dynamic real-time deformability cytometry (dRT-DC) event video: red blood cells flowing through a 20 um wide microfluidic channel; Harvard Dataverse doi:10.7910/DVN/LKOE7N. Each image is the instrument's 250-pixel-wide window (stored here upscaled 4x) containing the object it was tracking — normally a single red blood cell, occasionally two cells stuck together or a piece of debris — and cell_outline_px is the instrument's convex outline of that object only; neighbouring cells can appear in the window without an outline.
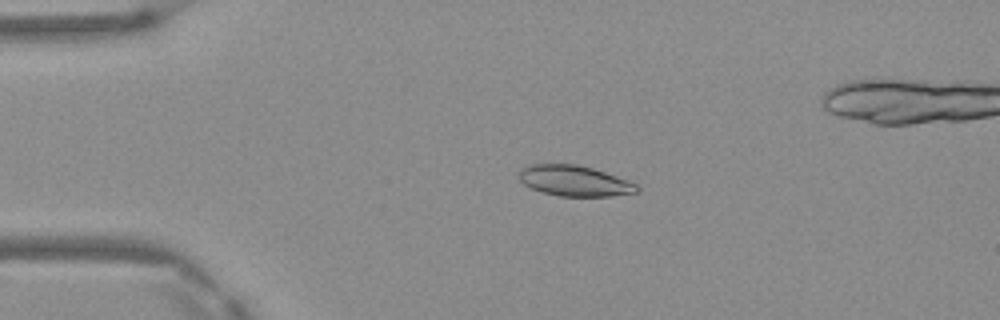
{"species": "Egyptian fruit bat (a non-hibernating species)", "species_latin": "Rousettus aegyptiacus", "temperature_condition": "warm", "stored_images_in_passage": 6, "camera_frame_rate_fps": 3000, "um_per_image_px": 0.085, "frame": {"image": 1, "passage_image": 4, "time_ms": 1.0, "image_size_px": [1000, 320], "cell_outline_px": [[640, 192], [612, 196], [560, 196], [544, 192], [532, 188], [524, 184], [520, 180], [520, 172], [528, 164], [576, 164], [592, 168], [628, 180], [636, 184], [640, 188]], "centroid_in_image_um": [48.87, 15.37], "position_along_channel_um": 36.1, "area_um2": 20.87}}